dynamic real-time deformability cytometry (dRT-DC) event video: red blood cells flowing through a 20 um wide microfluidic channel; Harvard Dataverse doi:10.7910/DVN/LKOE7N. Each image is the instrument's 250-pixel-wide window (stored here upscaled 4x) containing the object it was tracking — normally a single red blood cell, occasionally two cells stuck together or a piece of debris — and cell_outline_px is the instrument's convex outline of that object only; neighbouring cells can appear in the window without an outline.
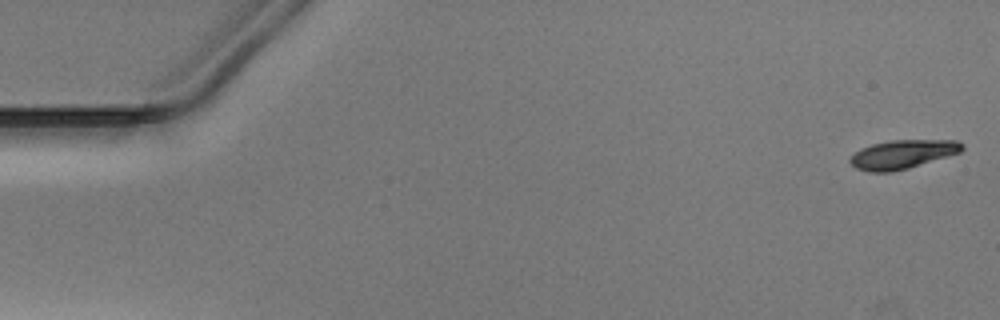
{"species": "Egyptian fruit bat (a non-hibernating species)", "species_latin": "Rousettus aegyptiacus", "temperature_condition": "warm", "stored_images_in_passage": 52, "segment_of_instrument_passage": [1, 2], "camera_frame_rate_fps": 3000, "um_per_image_px": 0.085, "animal": {"sex": "male"}, "frame": {"image": 1, "passage_image": 1, "time_ms": 0.0, "image_size_px": [1000, 320], "cell_outline_px": [[964, 148], [960, 152], [908, 168], [892, 172], [868, 172], [856, 168], [848, 160], [860, 148], [872, 144], [892, 140], [956, 140], [964, 144]], "centroid_in_image_um": [76.7, 13.11], "position_along_channel_um": 8.3, "area_um2": 18.67}}
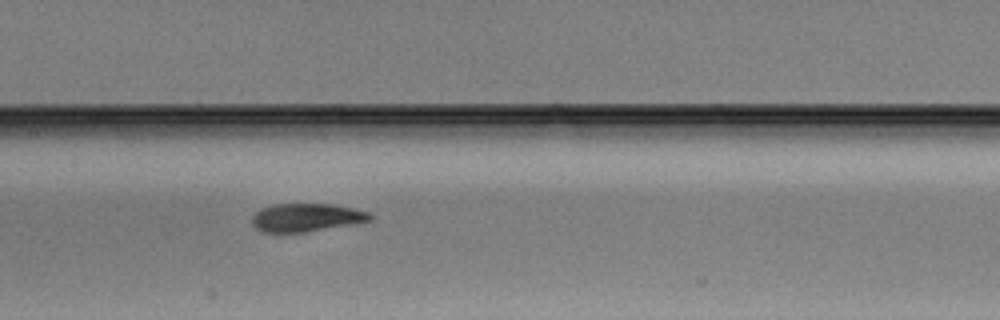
{"frame": {"image": 2, "passage_image": 25, "time_ms": 8.0, "image_size_px": [1000, 320], "cell_outline_px": [[372, 220], [304, 232], [264, 232], [256, 228], [252, 224], [252, 216], [260, 208], [272, 204], [336, 204], [368, 212], [372, 216]], "centroid_in_image_um": [26.0, 18.47], "position_along_channel_um": 181.4, "area_um2": 19.19}}
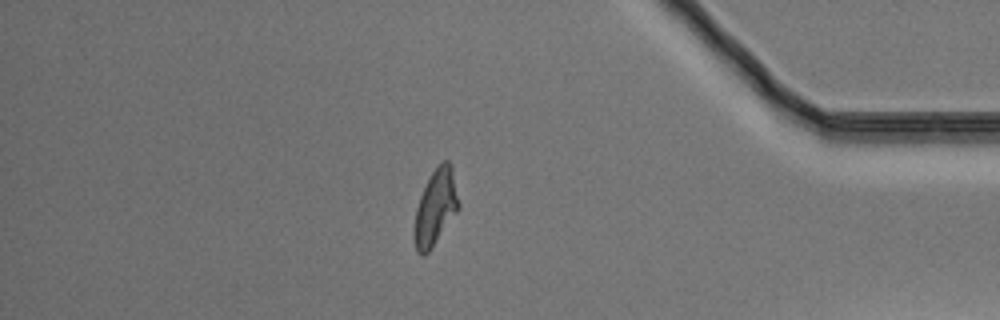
{"frame": {"image": 3, "passage_image": 44, "time_ms": 14.333, "image_size_px": [1000, 320], "cell_outline_px": [[460, 208], [428, 252], [424, 256], [420, 256], [416, 252], [416, 208], [420, 196], [432, 172], [444, 160], [448, 160], [452, 164], [460, 204]], "centroid_in_image_um": [37.07, 17.59], "position_along_channel_um": 398.1, "area_um2": 19.13}}